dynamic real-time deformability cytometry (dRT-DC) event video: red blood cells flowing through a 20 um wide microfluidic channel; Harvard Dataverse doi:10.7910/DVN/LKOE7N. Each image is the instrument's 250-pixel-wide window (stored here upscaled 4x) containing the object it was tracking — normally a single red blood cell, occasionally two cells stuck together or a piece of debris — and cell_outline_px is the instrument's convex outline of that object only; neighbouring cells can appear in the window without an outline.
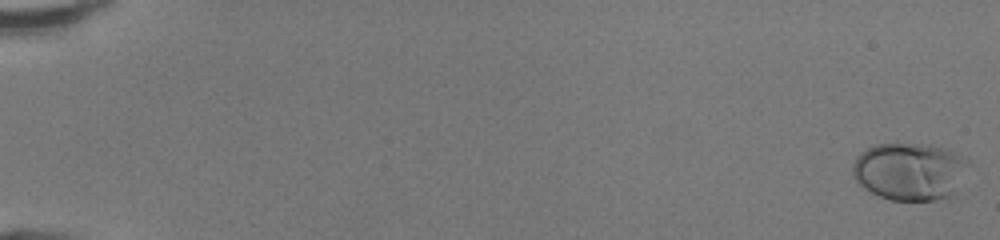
{"species": "human", "species_latin": "Homo sapiens", "temperature_condition": "room temperature", "stored_images_in_passage": 49, "camera_frame_rate_fps": 3000, "um_per_image_px": 0.085, "donor": {"sex": "female"}, "frame": {"image": 1, "passage_image": 1, "time_ms": 0.0, "image_size_px": [1000, 240], "cell_outline_px": [[968, 164], [956, 192], [952, 196], [936, 200], [892, 200], [880, 196], [864, 188], [856, 180], [852, 172], [852, 164], [856, 156], [860, 152], [876, 144], [932, 144], [956, 152], [968, 160]], "centroid_in_image_um": [77.33, 14.56], "position_along_channel_um": 7.7, "area_um2": 38.96}}
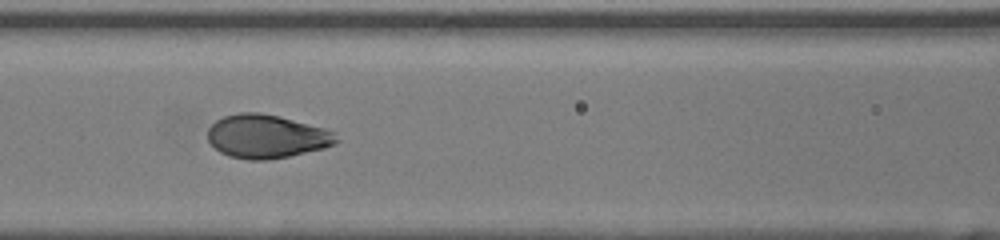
{"frame": {"image": 2, "passage_image": 24, "time_ms": 7.667, "image_size_px": [1000, 240], "cell_outline_px": [[340, 140], [336, 144], [324, 148], [288, 156], [268, 160], [248, 160], [228, 156], [220, 152], [208, 140], [208, 128], [216, 120], [224, 116], [240, 112], [260, 112], [280, 116], [324, 128], [336, 132]], "centroid_in_image_um": [22.68, 11.59], "position_along_channel_um": 143.9, "area_um2": 32.83}}
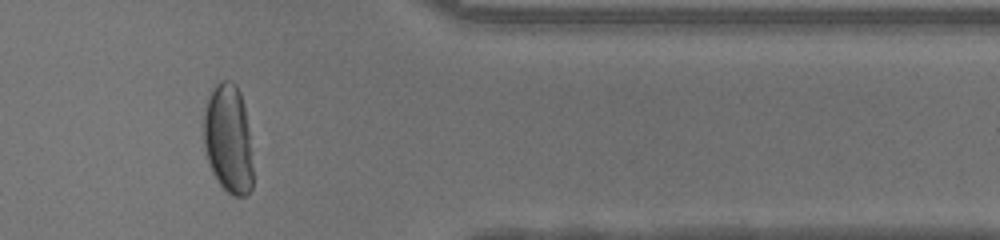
{"frame": {"image": 3, "passage_image": 42, "time_ms": 13.667, "image_size_px": [1000, 240], "cell_outline_px": [[252, 188], [244, 196], [232, 196], [220, 184], [212, 172], [208, 164], [204, 148], [204, 108], [212, 84], [220, 80], [232, 80], [236, 84], [240, 92], [244, 104], [248, 128], [252, 168]], "centroid_in_image_um": [19.38, 11.75], "position_along_channel_um": 392.0, "area_um2": 31.62}, "authors_computed_cell_mechanics": {"area_um2": 33.0038, "velocity_mm_per_s": 4.3292, "shape_relaxation_time_tau1_ms": 3.3016, "shape_relaxation_time_tau2_ms": null, "deformation_change_tau1": 0.1815, "deformation_change_tau2": null}}